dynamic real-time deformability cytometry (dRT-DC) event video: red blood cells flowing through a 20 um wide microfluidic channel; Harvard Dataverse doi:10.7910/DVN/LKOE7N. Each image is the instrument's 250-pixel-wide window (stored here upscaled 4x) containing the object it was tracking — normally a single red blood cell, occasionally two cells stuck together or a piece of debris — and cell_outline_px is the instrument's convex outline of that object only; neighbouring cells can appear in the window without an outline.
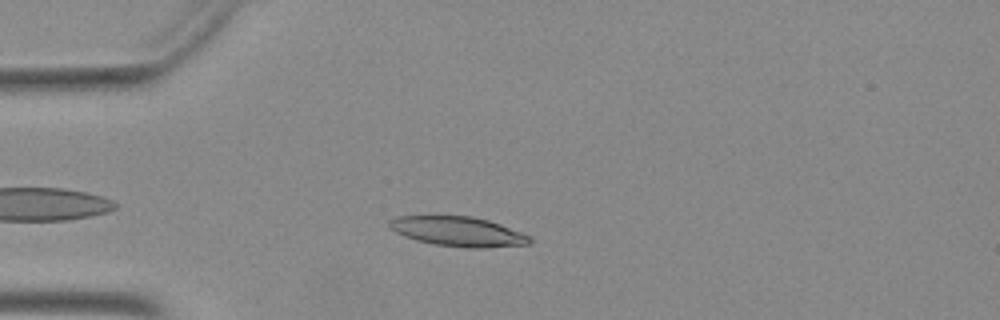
{"species": "Egyptian fruit bat (a non-hibernating species)", "species_latin": "Rousettus aegyptiacus", "temperature_condition": "warm", "stored_images_in_passage": 44, "camera_frame_rate_fps": 3000, "um_per_image_px": 0.085, "animal": {"sex": "female"}, "frame": {"image": 1, "passage_image": 7, "time_ms": 2.0, "image_size_px": [1000, 320], "cell_outline_px": [[532, 240], [528, 244], [484, 248], [468, 248], [432, 244], [416, 240], [404, 236], [396, 232], [388, 224], [388, 220], [400, 216], [472, 216], [488, 220], [500, 224], [520, 232], [528, 236]], "centroid_in_image_um": [38.92, 19.68], "position_along_channel_um": 46.1, "area_um2": 24.1}}
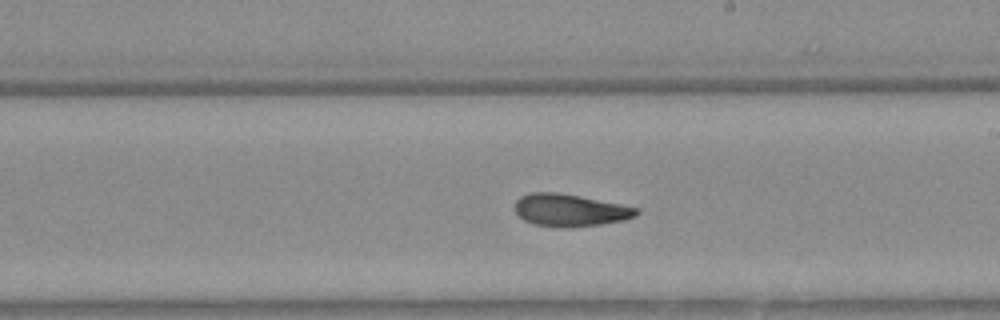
{"frame": {"image": 2, "passage_image": 23, "time_ms": 7.333, "image_size_px": [1000, 320], "cell_outline_px": [[640, 212], [636, 216], [624, 220], [600, 224], [536, 224], [524, 220], [516, 212], [516, 200], [520, 196], [532, 192], [556, 192], [620, 204], [640, 208]], "centroid_in_image_um": [48.48, 17.81], "position_along_channel_um": 240.5, "area_um2": 21.73}}
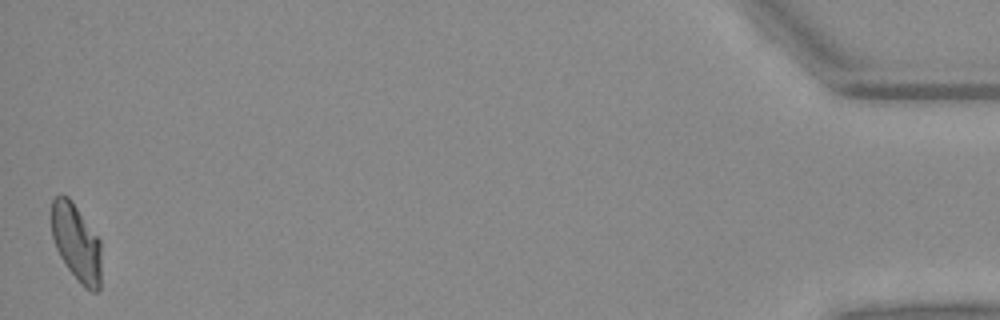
{"frame": {"image": 3, "passage_image": 44, "time_ms": 14.333, "image_size_px": [1000, 320], "cell_outline_px": [[100, 288], [96, 292], [92, 292], [84, 288], [80, 284], [68, 268], [60, 256], [56, 248], [52, 236], [52, 200], [56, 196], [68, 196], [100, 240]], "centroid_in_image_um": [6.49, 20.66], "position_along_channel_um": 428.7, "area_um2": 22.08}}